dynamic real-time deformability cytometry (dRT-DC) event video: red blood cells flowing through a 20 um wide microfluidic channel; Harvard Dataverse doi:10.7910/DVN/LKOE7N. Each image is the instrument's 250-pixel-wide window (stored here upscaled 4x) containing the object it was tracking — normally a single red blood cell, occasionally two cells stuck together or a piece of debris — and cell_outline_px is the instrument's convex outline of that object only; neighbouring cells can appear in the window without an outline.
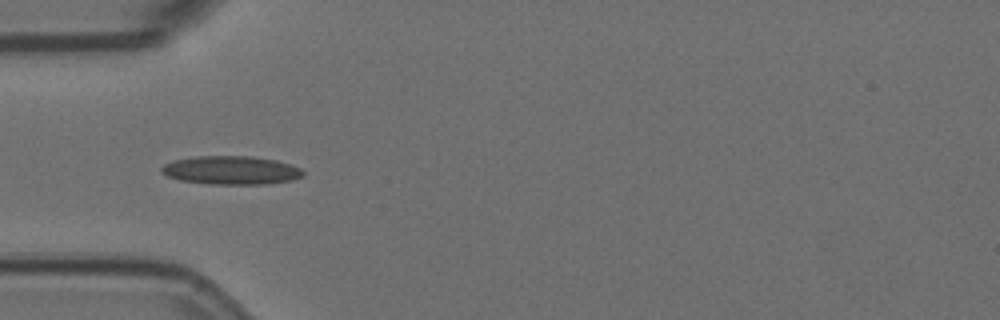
{"species": "Egyptian fruit bat (a non-hibernating species)", "species_latin": "Rousettus aegyptiacus", "temperature_condition": "room temperature", "stored_images_in_passage": 40, "camera_frame_rate_fps": 3000, "um_per_image_px": 0.085, "animal": {"sex": "female"}, "frame": {"image": 1, "passage_image": 1, "time_ms": 0.0, "image_size_px": [1000, 320], "cell_outline_px": [[304, 176], [292, 180], [268, 184], [208, 184], [180, 180], [168, 176], [160, 172], [160, 168], [164, 164], [172, 160], [196, 156], [252, 156], [276, 160], [300, 168], [304, 172]], "centroid_in_image_um": [19.63, 14.47], "position_along_channel_um": 65.4, "area_um2": 23.64}}
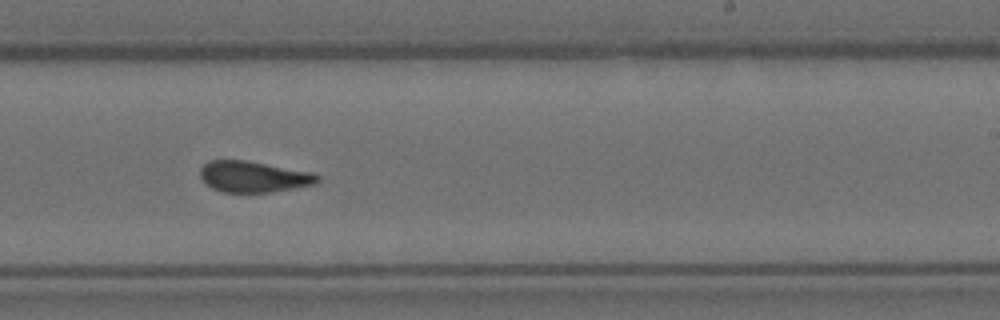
{"frame": {"image": 2, "passage_image": 18, "time_ms": 5.667, "image_size_px": [1000, 320], "cell_outline_px": [[320, 180], [316, 184], [272, 192], [220, 192], [204, 184], [200, 176], [200, 168], [208, 160], [244, 160], [312, 172], [320, 176]], "centroid_in_image_um": [21.53, 15.02], "position_along_channel_um": 267.5, "area_um2": 21.39}}
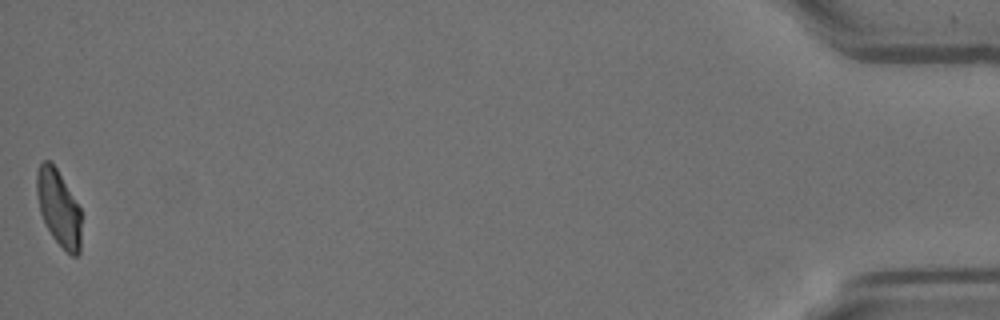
{"frame": {"image": 3, "passage_image": 40, "time_ms": 13.0, "image_size_px": [1000, 320], "cell_outline_px": [[80, 252], [76, 256], [72, 256], [52, 236], [40, 212], [36, 192], [36, 172], [40, 164], [44, 160], [48, 160], [56, 168], [80, 208]], "centroid_in_image_um": [4.97, 17.66], "position_along_channel_um": 430.2, "area_um2": 19.31}, "authors_computed_cell_mechanics": {"area_um2": 21.5016, "velocity_mm_per_s": 3.5646, "shape_relaxation_time_tau1_ms": null, "shape_relaxation_time_tau2_ms": 1.2352, "deformation_change_tau1": null, "deformation_change_tau2": 0.0762}}